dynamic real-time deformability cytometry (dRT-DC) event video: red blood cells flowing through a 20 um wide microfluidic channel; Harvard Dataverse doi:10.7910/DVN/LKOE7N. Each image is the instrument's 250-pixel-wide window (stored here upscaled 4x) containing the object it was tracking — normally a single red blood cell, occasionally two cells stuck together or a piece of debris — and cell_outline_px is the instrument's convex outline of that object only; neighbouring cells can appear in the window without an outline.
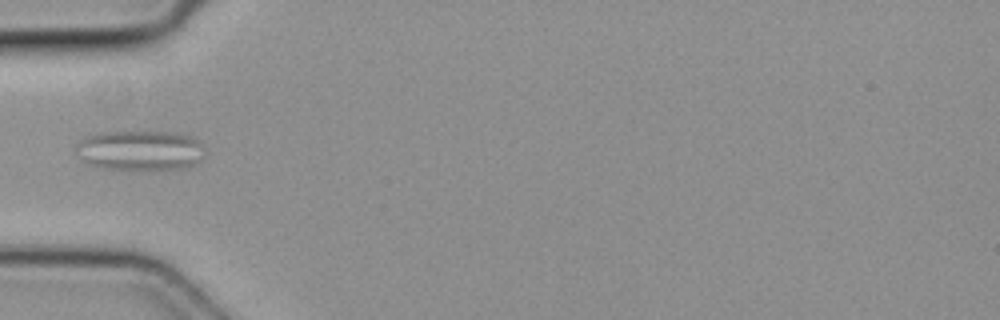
{"species": "common noctule bat (a hibernating species)", "species_latin": "Nyctalus noctula", "temperature_condition": "cold", "stored_images_in_passage": 1, "camera_frame_rate_fps": 3000, "um_per_image_px": 0.085, "animal": {"sex": "female", "body_mass_g": 19.3, "forearm_length_mm": 54.1}, "frame": {"image": 1, "passage_image": 1, "time_ms": 0.0, "image_size_px": [1000, 320], "cell_outline_px": [[204, 156], [200, 160], [184, 168], [144, 172], [104, 168], [84, 164], [76, 152], [76, 144], [88, 136], [100, 132], [168, 132], [188, 136], [200, 144]], "centroid_in_image_um": [11.84, 12.84], "position_along_channel_um": 73.2, "area_um2": 30.46}}